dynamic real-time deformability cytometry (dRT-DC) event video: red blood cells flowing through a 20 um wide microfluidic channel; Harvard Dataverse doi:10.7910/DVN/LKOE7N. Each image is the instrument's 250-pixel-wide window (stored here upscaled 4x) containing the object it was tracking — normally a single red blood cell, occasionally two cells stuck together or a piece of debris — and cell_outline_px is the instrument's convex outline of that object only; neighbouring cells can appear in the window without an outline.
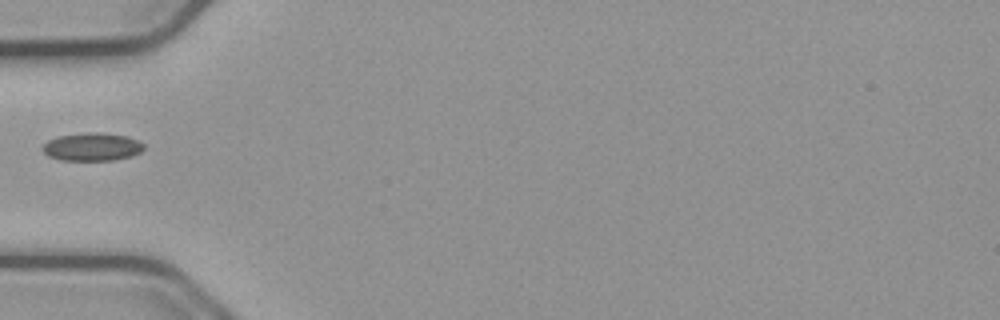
{"species": "common noctule bat (a hibernating species)", "species_latin": "Nyctalus noctula", "temperature_condition": "cold", "stored_images_in_passage": 13, "camera_frame_rate_fps": 3000, "um_per_image_px": 0.085, "animal": {"sex": "male", "body_mass_g": 23.1, "forearm_length_mm": 52.7}, "frame": {"image": 1, "passage_image": 1, "time_ms": 0.0, "image_size_px": [1000, 320], "cell_outline_px": [[144, 148], [140, 152], [132, 156], [112, 160], [60, 160], [48, 156], [44, 152], [44, 144], [48, 140], [56, 136], [88, 132], [100, 132], [128, 136], [140, 140], [144, 144]], "centroid_in_image_um": [7.86, 12.47], "position_along_channel_um": 77.1, "area_um2": 16.65}}
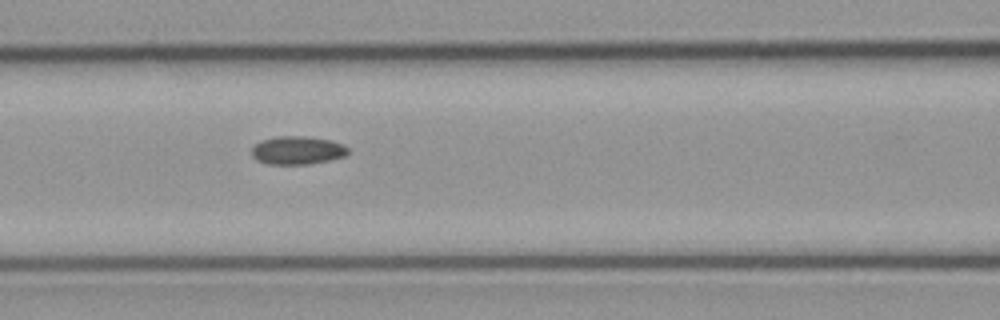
{"frame": {"image": 2, "passage_image": 6, "time_ms": 1.667, "image_size_px": [1000, 320], "cell_outline_px": [[348, 152], [344, 156], [328, 160], [308, 164], [268, 164], [256, 160], [252, 156], [252, 148], [260, 140], [276, 136], [304, 136], [332, 140], [348, 148]], "centroid_in_image_um": [25.24, 12.77], "position_along_channel_um": 141.4, "area_um2": 15.78}}
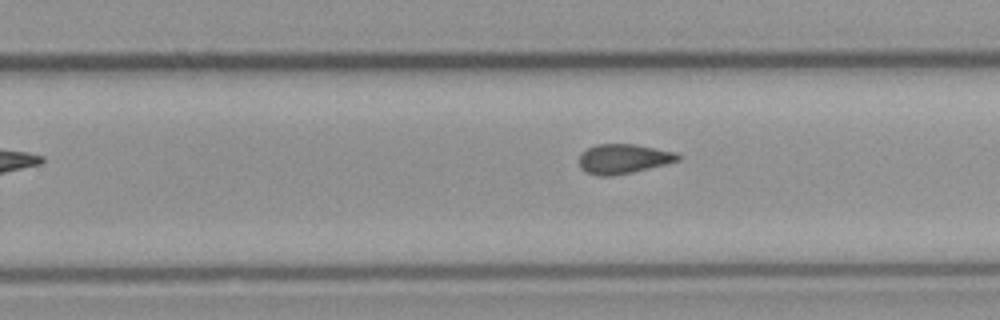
{"frame": {"image": 3, "passage_image": 11, "time_ms": 3.333, "image_size_px": [1000, 320], "cell_outline_px": [[680, 160], [632, 172], [612, 176], [596, 176], [580, 168], [580, 152], [596, 144], [632, 144], [676, 152], [680, 156]], "centroid_in_image_um": [52.96, 13.5], "position_along_channel_um": 276.8, "area_um2": 16.88}}